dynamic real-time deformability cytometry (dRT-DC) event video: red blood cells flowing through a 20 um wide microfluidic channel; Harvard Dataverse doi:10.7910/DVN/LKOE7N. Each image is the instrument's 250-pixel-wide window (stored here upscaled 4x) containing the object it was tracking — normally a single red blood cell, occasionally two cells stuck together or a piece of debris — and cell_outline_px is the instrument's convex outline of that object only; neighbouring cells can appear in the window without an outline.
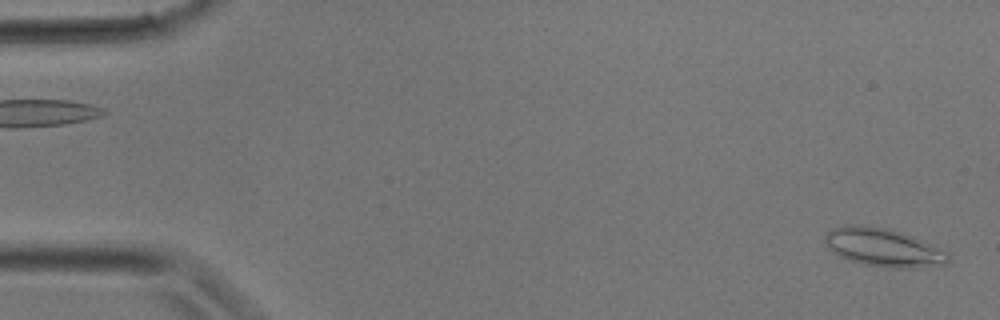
{"species": "common noctule bat (a hibernating species)", "species_latin": "Nyctalus noctula", "temperature_condition": "room temperature", "stored_images_in_passage": 32, "camera_frame_rate_fps": 3000, "um_per_image_px": 0.085, "animal": {"sex": "male", "body_mass_g": 17.9}, "frame": {"image": 1, "passage_image": 1, "time_ms": 0.0, "image_size_px": [1000, 320], "cell_outline_px": [[948, 260], [944, 264], [912, 268], [884, 268], [864, 264], [848, 260], [836, 252], [824, 240], [824, 236], [832, 228], [848, 224], [852, 224], [884, 228], [900, 232], [948, 252]], "centroid_in_image_um": [75.06, 21.04], "position_along_channel_um": 9.9, "area_um2": 26.76}}
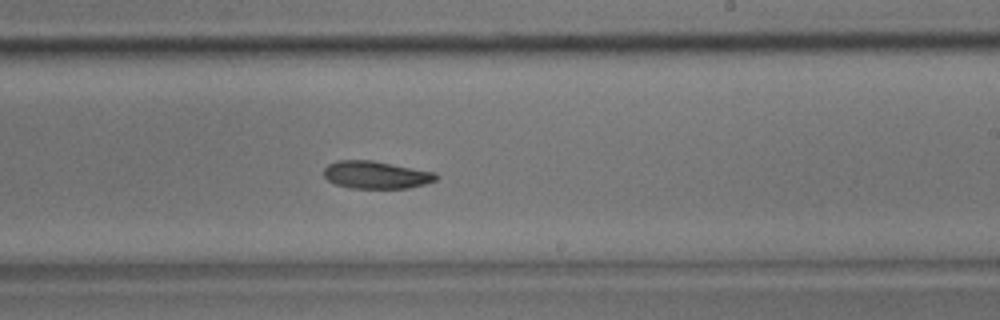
{"frame": {"image": 2, "passage_image": 19, "time_ms": 6.0, "image_size_px": [1000, 320], "cell_outline_px": [[440, 176], [436, 180], [424, 184], [408, 188], [352, 188], [336, 184], [328, 180], [324, 176], [324, 168], [328, 164], [336, 160], [372, 160], [436, 172]], "centroid_in_image_um": [31.98, 14.85], "position_along_channel_um": 257.0, "area_um2": 18.09}}
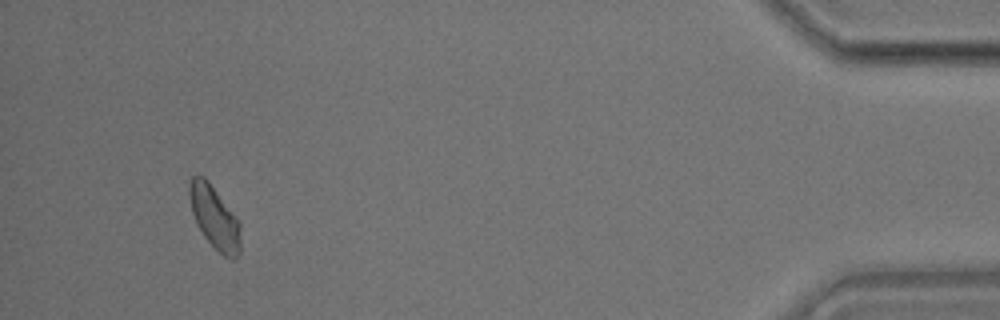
{"frame": {"image": 3, "passage_image": 30, "time_ms": 9.667, "image_size_px": [1000, 320], "cell_outline_px": [[240, 252], [232, 260], [224, 256], [204, 236], [196, 224], [192, 212], [188, 192], [188, 184], [192, 176], [204, 176], [208, 180], [240, 220]], "centroid_in_image_um": [18.24, 18.45], "position_along_channel_um": 417.0, "area_um2": 18.84}}